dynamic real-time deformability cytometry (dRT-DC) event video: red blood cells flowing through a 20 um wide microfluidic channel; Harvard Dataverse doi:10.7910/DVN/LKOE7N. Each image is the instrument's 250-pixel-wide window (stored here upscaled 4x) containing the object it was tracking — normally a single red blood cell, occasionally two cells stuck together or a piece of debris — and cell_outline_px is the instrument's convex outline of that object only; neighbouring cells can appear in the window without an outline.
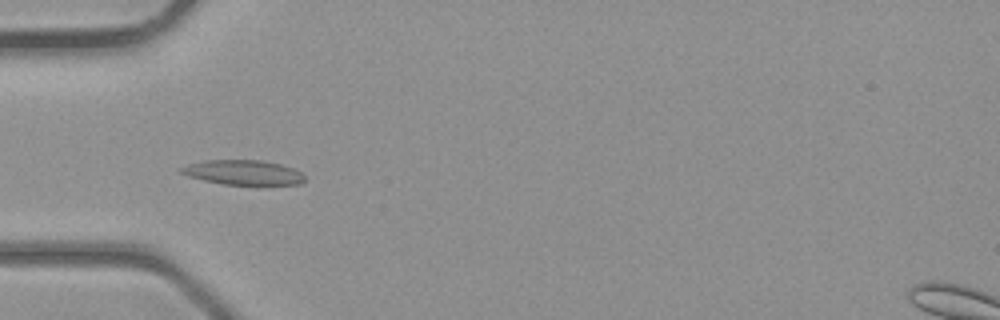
{"species": "common noctule bat (a hibernating species)", "species_latin": "Nyctalus noctula", "temperature_condition": "room temperature", "stored_images_in_passage": 4, "camera_frame_rate_fps": 3000, "um_per_image_px": 0.085, "animal": {"sex": "male", "body_mass_g": 23.1, "forearm_length_mm": 52.7}, "frame": {"image": 1, "passage_image": 3, "time_ms": 3.333, "image_size_px": [1000, 320], "cell_outline_px": [[304, 180], [300, 184], [224, 184], [204, 180], [188, 176], [180, 172], [180, 168], [188, 164], [204, 160], [260, 160], [280, 164], [292, 168], [300, 172], [304, 176]], "centroid_in_image_um": [20.64, 14.65], "position_along_channel_um": 64.4, "area_um2": 17.51}}
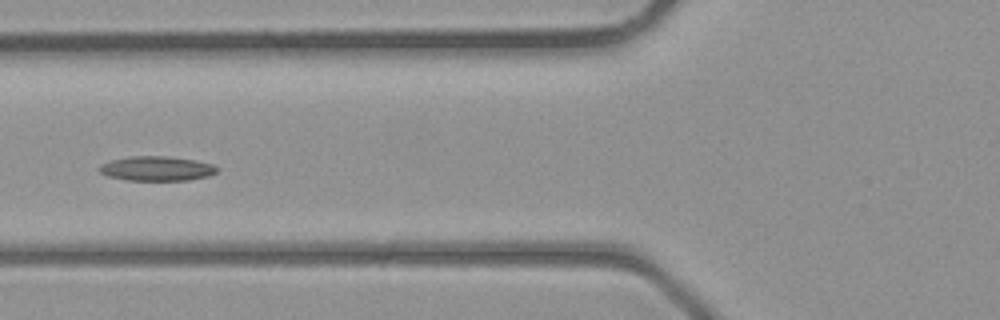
{"frame": {"image": 2, "passage_image": 4, "time_ms": 4.333, "image_size_px": [1000, 320], "cell_outline_px": [[220, 168], [216, 172], [208, 176], [188, 180], [128, 180], [108, 176], [100, 172], [96, 168], [100, 164], [108, 160], [128, 156], [168, 156], [196, 160], [212, 164]], "centroid_in_image_um": [13.29, 14.31], "position_along_channel_um": 112.5, "area_um2": 17.05}}